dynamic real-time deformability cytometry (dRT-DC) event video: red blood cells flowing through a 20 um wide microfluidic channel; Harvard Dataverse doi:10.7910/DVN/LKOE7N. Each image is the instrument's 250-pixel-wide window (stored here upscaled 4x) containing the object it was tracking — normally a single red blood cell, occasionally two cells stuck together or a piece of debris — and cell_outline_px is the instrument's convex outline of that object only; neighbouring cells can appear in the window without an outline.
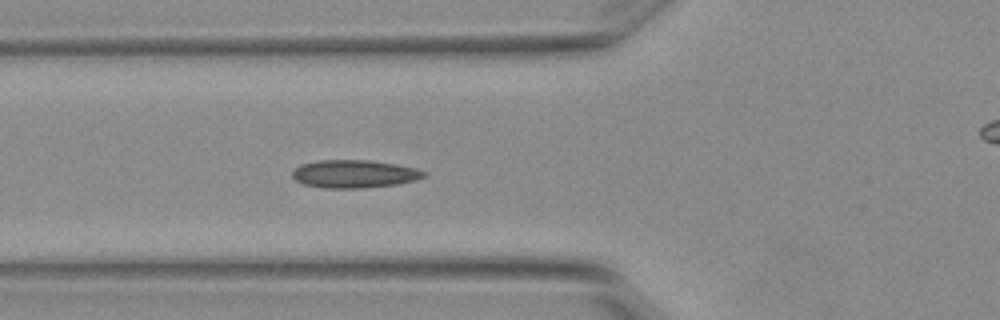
{"species": "Egyptian fruit bat (a non-hibernating species)", "species_latin": "Rousettus aegyptiacus", "temperature_condition": "warm", "stored_images_in_passage": 6, "segment_of_instrument_passage": [1, 2], "camera_frame_rate_fps": 3000, "um_per_image_px": 0.085, "animal": {"sex": "female"}, "frame": {"image": 1, "passage_image": 5, "time_ms": 1.333, "image_size_px": [1000, 320], "cell_outline_px": [[428, 176], [416, 180], [396, 184], [364, 188], [324, 188], [304, 184], [296, 180], [292, 176], [292, 172], [300, 164], [320, 160], [368, 160], [396, 164], [416, 168], [428, 172]], "centroid_in_image_um": [30.15, 14.78], "position_along_channel_um": 95.6, "area_um2": 21.5}}